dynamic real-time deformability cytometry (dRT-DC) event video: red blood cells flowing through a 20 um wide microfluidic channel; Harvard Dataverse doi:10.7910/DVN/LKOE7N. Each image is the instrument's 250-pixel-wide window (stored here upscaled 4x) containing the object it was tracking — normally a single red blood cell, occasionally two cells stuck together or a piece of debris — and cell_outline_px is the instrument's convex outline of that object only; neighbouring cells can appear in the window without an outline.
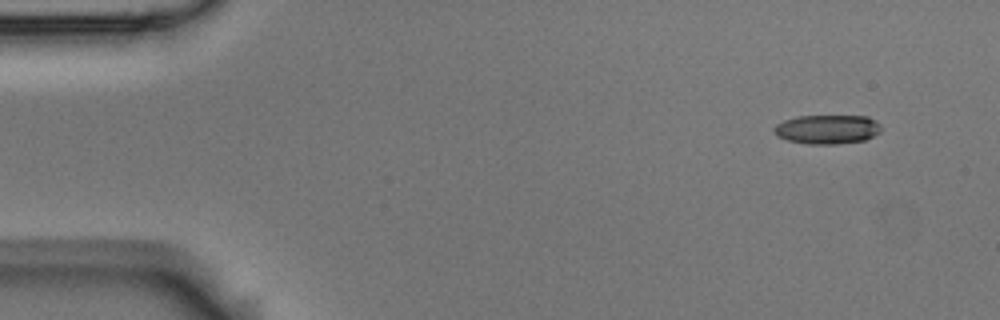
{"species": "Egyptian fruit bat (a non-hibernating species)", "species_latin": "Rousettus aegyptiacus", "temperature_condition": "room temperature", "stored_images_in_passage": 8, "camera_frame_rate_fps": 3000, "um_per_image_px": 0.085, "animal": {"sex": "male"}, "frame": {"image": 1, "passage_image": 1, "time_ms": 0.0, "image_size_px": [1000, 320], "cell_outline_px": [[880, 132], [864, 140], [836, 144], [808, 144], [788, 140], [776, 136], [772, 132], [772, 128], [776, 124], [784, 120], [796, 116], [868, 116], [876, 120], [880, 124]], "centroid_in_image_um": [70.28, 10.98], "position_along_channel_um": 14.7, "area_um2": 18.32}}
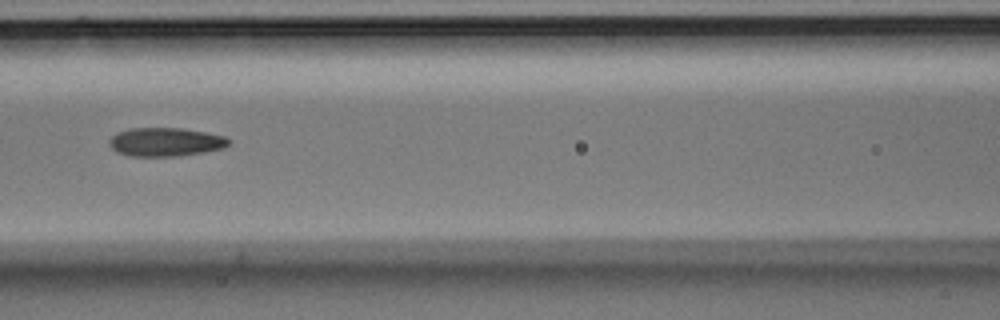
{"frame": {"image": 2, "passage_image": 7, "time_ms": 2.0, "image_size_px": [1000, 320], "cell_outline_px": [[232, 140], [224, 148], [204, 152], [180, 156], [128, 156], [116, 152], [108, 144], [108, 140], [112, 136], [128, 128], [184, 128], [224, 136]], "centroid_in_image_um": [14.06, 12.07], "position_along_channel_um": 152.5, "area_um2": 20.06}}
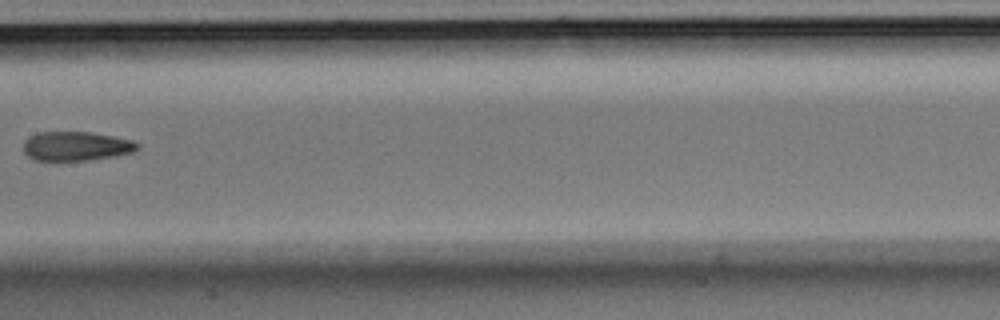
{"frame": {"image": 3, "passage_image": 8, "time_ms": 2.333, "image_size_px": [1000, 320], "cell_outline_px": [[140, 148], [132, 152], [112, 156], [88, 160], [36, 160], [28, 156], [24, 152], [24, 140], [28, 136], [40, 132], [88, 132], [112, 136], [132, 140], [140, 144]], "centroid_in_image_um": [6.46, 12.41], "position_along_channel_um": 200.9, "area_um2": 19.25}}